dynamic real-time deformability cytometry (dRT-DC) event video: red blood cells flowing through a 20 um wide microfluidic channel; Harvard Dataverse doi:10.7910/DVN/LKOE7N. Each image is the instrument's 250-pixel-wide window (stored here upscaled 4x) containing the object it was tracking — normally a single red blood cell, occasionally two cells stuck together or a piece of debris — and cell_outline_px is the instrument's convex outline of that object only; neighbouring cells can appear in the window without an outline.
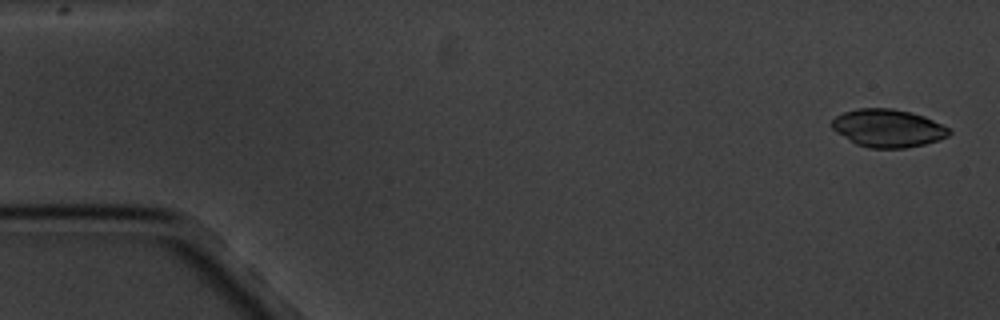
{"species": "common noctule bat (a hibernating species)", "species_latin": "Nyctalus noctula", "temperature_condition": "cold", "stored_images_in_passage": 4, "camera_frame_rate_fps": 3000, "um_per_image_px": 0.085, "animal": {"sex": "male", "body_mass_g": 20.1, "forearm_length_mm": 53.5}, "frame": {"image": 1, "passage_image": 1, "time_ms": 0.0, "image_size_px": [1000, 320], "cell_outline_px": [[952, 132], [948, 136], [924, 144], [904, 148], [868, 148], [856, 144], [836, 132], [832, 128], [832, 120], [836, 116], [844, 112], [856, 108], [892, 108], [912, 112], [924, 116], [948, 128]], "centroid_in_image_um": [75.45, 10.89], "position_along_channel_um": 9.6, "area_um2": 25.78}}
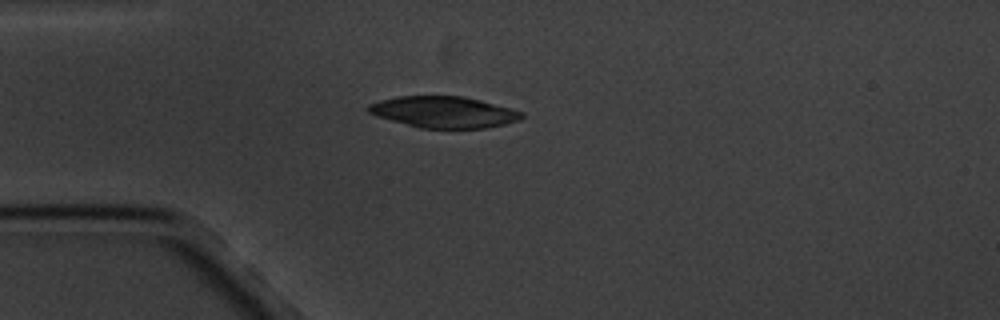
{"frame": {"image": 2, "passage_image": 4, "time_ms": 4.333, "image_size_px": [1000, 320], "cell_outline_px": [[524, 116], [520, 120], [488, 128], [420, 128], [376, 116], [368, 112], [368, 104], [380, 100], [396, 96], [464, 96], [512, 108], [524, 112]], "centroid_in_image_um": [37.74, 9.52], "position_along_channel_um": 47.3, "area_um2": 28.09}}